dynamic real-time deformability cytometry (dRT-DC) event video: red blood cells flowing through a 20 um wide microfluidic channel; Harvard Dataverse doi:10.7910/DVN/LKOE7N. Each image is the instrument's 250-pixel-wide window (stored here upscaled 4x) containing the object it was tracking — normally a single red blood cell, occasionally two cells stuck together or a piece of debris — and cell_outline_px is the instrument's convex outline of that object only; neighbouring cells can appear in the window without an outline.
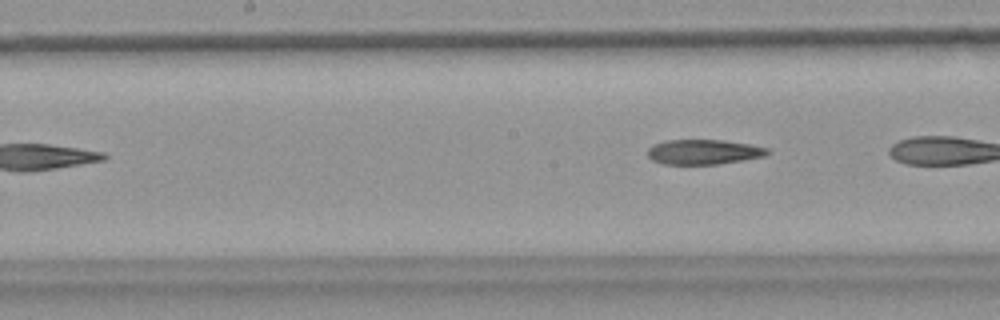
{"species": "common noctule bat (a hibernating species)", "species_latin": "Nyctalus noctula", "temperature_condition": "warm", "stored_images_in_passage": 6, "camera_frame_rate_fps": 3000, "um_per_image_px": 0.085, "animal": {"sex": "female", "body_mass_g": 18.4}, "frame": {"image": 1, "passage_image": 6, "time_ms": 1.667, "image_size_px": [1000, 320], "cell_outline_px": [[772, 152], [764, 156], [744, 160], [716, 164], [664, 164], [652, 160], [648, 156], [648, 148], [652, 144], [668, 140], [724, 140], [748, 144], [768, 148]], "centroid_in_image_um": [59.81, 12.91], "position_along_channel_um": 188.4, "area_um2": 17.4}}